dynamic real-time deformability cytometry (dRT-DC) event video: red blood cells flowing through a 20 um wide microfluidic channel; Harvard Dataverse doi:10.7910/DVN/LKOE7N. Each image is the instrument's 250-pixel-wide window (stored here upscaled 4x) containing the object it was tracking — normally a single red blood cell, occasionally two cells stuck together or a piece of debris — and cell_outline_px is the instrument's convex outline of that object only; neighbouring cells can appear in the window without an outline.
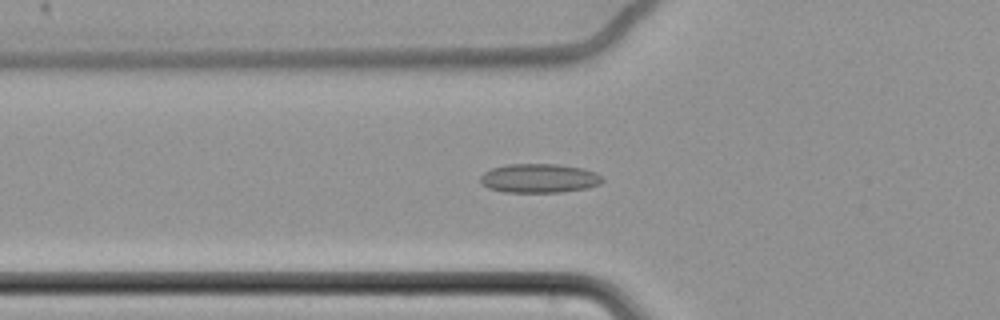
{"species": "common noctule bat (a hibernating species)", "species_latin": "Nyctalus noctula", "temperature_condition": "cold", "stored_images_in_passage": 64, "camera_frame_rate_fps": 3000, "um_per_image_px": 0.085, "animal": {"sex": "female", "body_mass_g": 22.7, "forearm_length_mm": 54.2}, "frame": {"image": 1, "passage_image": 26, "time_ms": 8.333, "image_size_px": [1000, 320], "cell_outline_px": [[604, 180], [600, 184], [588, 188], [560, 192], [504, 192], [488, 188], [480, 184], [480, 176], [484, 172], [492, 168], [504, 164], [556, 164], [584, 168], [596, 172], [604, 176]], "centroid_in_image_um": [45.84, 15.15], "position_along_channel_um": 80.0, "area_um2": 20.98}}
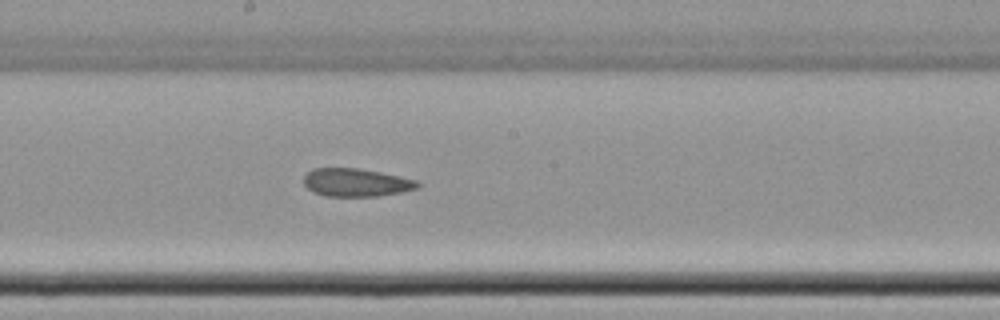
{"frame": {"image": 2, "passage_image": 38, "time_ms": 12.333, "image_size_px": [1000, 320], "cell_outline_px": [[420, 184], [416, 188], [400, 192], [376, 196], [328, 196], [312, 192], [304, 184], [304, 176], [312, 168], [360, 168], [380, 172], [416, 180]], "centroid_in_image_um": [30.23, 15.5], "position_along_channel_um": 218.0, "area_um2": 18.44}}
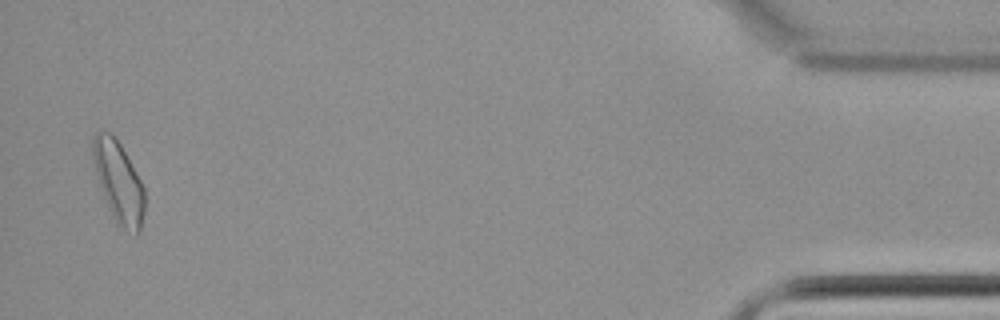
{"frame": {"image": 3, "passage_image": 63, "time_ms": 20.667, "image_size_px": [1000, 320], "cell_outline_px": [[144, 212], [140, 232], [136, 236], [116, 224], [100, 188], [92, 156], [92, 136], [96, 132], [108, 132], [120, 144], [140, 180], [144, 188]], "centroid_in_image_um": [10.08, 15.51], "position_along_channel_um": 425.1, "area_um2": 24.16}, "authors_computed_cell_mechanics": {"area_um2": 20.4612, "velocity_mm_per_s": 3.4695, "shape_relaxation_time_tau1_ms": null, "shape_relaxation_time_tau2_ms": 5.2236, "deformation_change_tau1": null, "deformation_change_tau2": 0.1138}}